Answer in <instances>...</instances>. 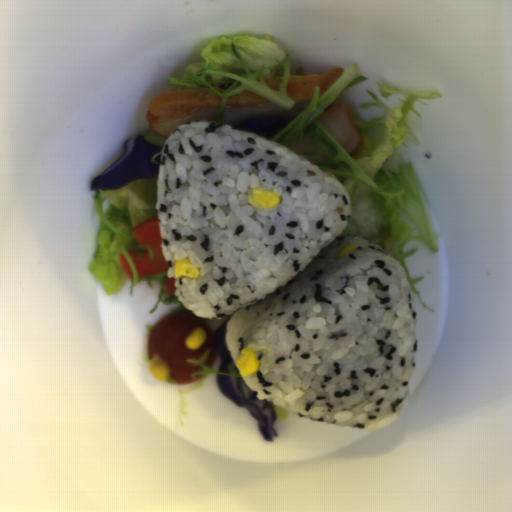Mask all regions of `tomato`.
Masks as SVG:
<instances>
[{"label":"tomato","instance_id":"tomato-1","mask_svg":"<svg viewBox=\"0 0 512 512\" xmlns=\"http://www.w3.org/2000/svg\"><path fill=\"white\" fill-rule=\"evenodd\" d=\"M202 327L207 333L205 343L198 349L186 348L185 337L193 328ZM214 330L206 319L189 309H180L166 315L159 320L150 330L147 339L148 356L152 362L155 355H159L169 368L168 378L176 383L187 385L196 383L205 373L191 375L203 371L202 367L194 366L187 362L188 359H197L207 350L210 355L206 361L208 367H212L216 349L213 341Z\"/></svg>","mask_w":512,"mask_h":512}]
</instances>
